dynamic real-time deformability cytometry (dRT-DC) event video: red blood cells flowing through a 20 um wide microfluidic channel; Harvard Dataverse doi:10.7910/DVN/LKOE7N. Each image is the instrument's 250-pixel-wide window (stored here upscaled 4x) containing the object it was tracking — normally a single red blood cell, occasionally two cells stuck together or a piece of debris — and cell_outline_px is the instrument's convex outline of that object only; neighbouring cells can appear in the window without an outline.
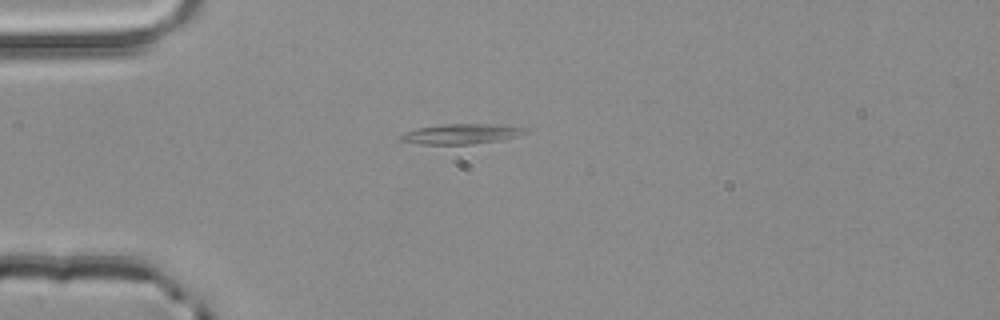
{"species": "common noctule bat (a hibernating species)", "species_latin": "Nyctalus noctula", "temperature_condition": "room temperature", "stored_images_in_passage": 2, "camera_frame_rate_fps": 3000, "um_per_image_px": 0.085, "animal": {"sex": "male", "body_mass_g": 20.4}, "frame": {"image": 1, "passage_image": 1, "time_ms": 0.0, "image_size_px": [1000, 320], "cell_outline_px": [[528, 132], [516, 136], [500, 140], [472, 144], [420, 144], [400, 140], [400, 136], [404, 132], [416, 128], [440, 124], [488, 124], [528, 128]], "centroid_in_image_um": [39.18, 11.38], "position_along_channel_um": 45.8, "area_um2": 14.51}}